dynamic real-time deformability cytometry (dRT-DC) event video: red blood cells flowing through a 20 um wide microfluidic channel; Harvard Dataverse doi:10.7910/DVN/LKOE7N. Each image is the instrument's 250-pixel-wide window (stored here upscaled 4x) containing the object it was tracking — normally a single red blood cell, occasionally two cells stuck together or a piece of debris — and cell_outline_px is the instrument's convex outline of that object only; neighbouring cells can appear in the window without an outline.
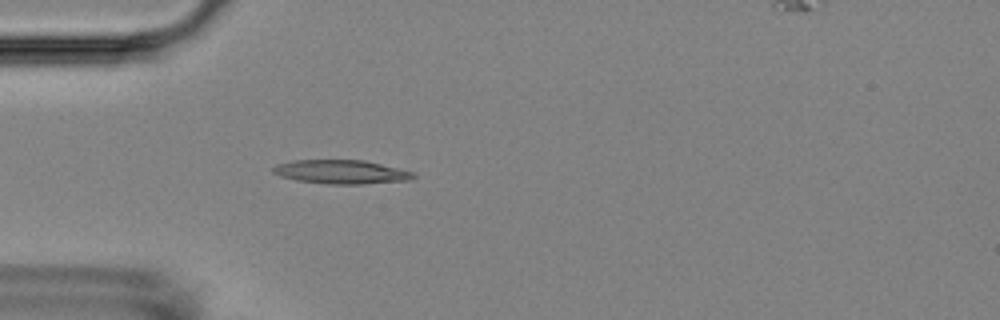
{"species": "Egyptian fruit bat (a non-hibernating species)", "species_latin": "Rousettus aegyptiacus", "temperature_condition": "room temperature", "stored_images_in_passage": 2, "camera_frame_rate_fps": 3000, "um_per_image_px": 0.085, "animal": {"sex": "female"}, "frame": {"image": 1, "passage_image": 2, "time_ms": 1.333, "image_size_px": [1000, 320], "cell_outline_px": [[416, 176], [412, 180], [360, 184], [328, 184], [296, 180], [280, 176], [272, 172], [272, 168], [276, 164], [292, 160], [364, 160], [416, 172]], "centroid_in_image_um": [29.02, 14.61], "position_along_channel_um": 56.0, "area_um2": 19.65}}